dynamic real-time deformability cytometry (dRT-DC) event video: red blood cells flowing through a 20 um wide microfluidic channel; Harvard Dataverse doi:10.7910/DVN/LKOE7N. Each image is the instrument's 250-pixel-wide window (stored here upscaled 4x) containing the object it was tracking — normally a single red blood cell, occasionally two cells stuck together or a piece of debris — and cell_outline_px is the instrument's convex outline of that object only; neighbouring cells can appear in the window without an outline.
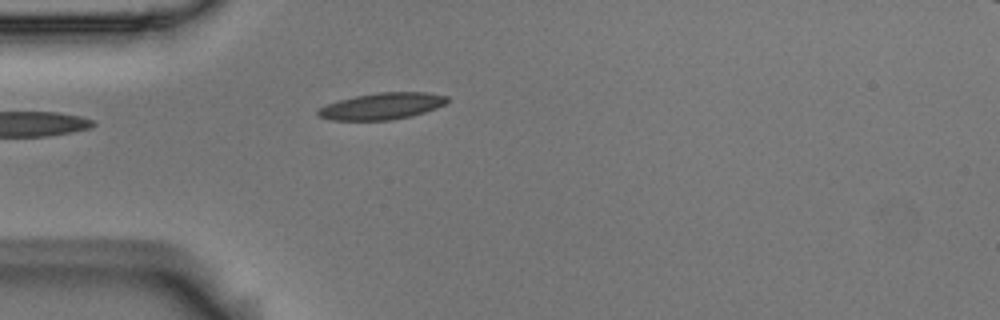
{"species": "Egyptian fruit bat (a non-hibernating species)", "species_latin": "Rousettus aegyptiacus", "temperature_condition": "room temperature", "stored_images_in_passage": 2, "camera_frame_rate_fps": 3000, "um_per_image_px": 0.085, "animal": {"sex": "male"}, "frame": {"image": 1, "passage_image": 2, "time_ms": 0.333, "image_size_px": [1000, 320], "cell_outline_px": [[448, 100], [444, 104], [436, 108], [412, 116], [388, 120], [332, 120], [320, 116], [316, 112], [320, 108], [328, 104], [340, 100], [356, 96], [380, 92], [428, 92], [448, 96]], "centroid_in_image_um": [32.5, 9.02], "position_along_channel_um": 52.5, "area_um2": 19.77}}